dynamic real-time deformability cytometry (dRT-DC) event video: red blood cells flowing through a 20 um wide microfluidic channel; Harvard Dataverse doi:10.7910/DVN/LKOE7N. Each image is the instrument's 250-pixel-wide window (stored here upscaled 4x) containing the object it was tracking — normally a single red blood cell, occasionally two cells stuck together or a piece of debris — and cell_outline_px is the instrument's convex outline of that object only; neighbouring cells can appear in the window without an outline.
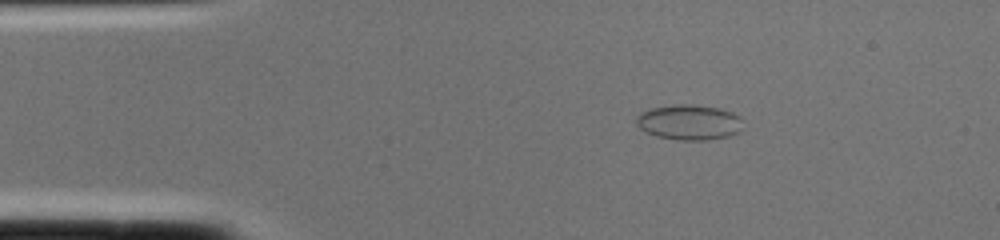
{"species": "common noctule bat (a hibernating species)", "species_latin": "Nyctalus noctula", "temperature_condition": "cold", "stored_images_in_passage": 1, "camera_frame_rate_fps": 3000, "um_per_image_px": 0.085, "animal": {"sex": "female", "body_mass_g": 22.0, "forearm_length_mm": 56.7}, "frame": {"image": 1, "passage_image": 1, "time_ms": 0.0, "image_size_px": [1000, 240], "cell_outline_px": [[744, 128], [740, 132], [728, 136], [708, 140], [676, 140], [656, 136], [640, 128], [636, 124], [636, 116], [640, 112], [648, 108], [676, 104], [696, 104], [720, 108], [732, 112], [740, 116]], "centroid_in_image_um": [58.59, 10.38], "position_along_channel_um": 26.4, "area_um2": 22.37}}